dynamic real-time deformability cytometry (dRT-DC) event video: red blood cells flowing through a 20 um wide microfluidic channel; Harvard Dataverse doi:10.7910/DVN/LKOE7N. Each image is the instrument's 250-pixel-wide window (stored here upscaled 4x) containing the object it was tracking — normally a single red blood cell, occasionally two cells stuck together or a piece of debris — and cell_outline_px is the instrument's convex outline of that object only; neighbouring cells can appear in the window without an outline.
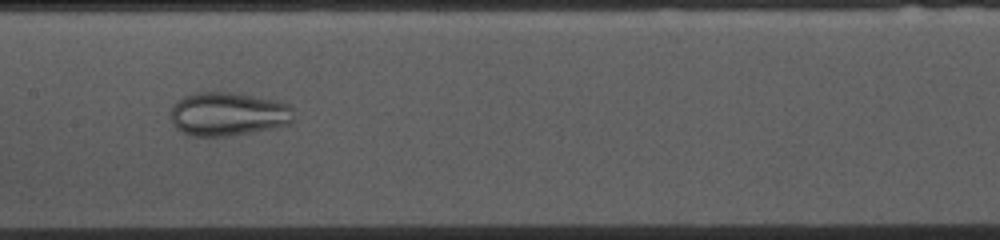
{"species": "common noctule bat (a hibernating species)", "species_latin": "Nyctalus noctula", "temperature_condition": "cold", "stored_images_in_passage": 34, "camera_frame_rate_fps": 3000, "um_per_image_px": 0.085, "animal": {"sex": "female", "body_mass_g": 10.0, "forearm_length_mm": 53.1}, "frame": {"image": 1, "passage_image": 25, "time_ms": 8.0, "image_size_px": [1000, 240], "cell_outline_px": [[292, 124], [252, 132], [228, 136], [188, 136], [180, 132], [176, 128], [172, 120], [172, 108], [184, 96], [196, 92], [232, 92], [280, 100], [288, 104], [292, 108]], "centroid_in_image_um": [19.42, 9.69], "position_along_channel_um": 188.0, "area_um2": 31.44}}
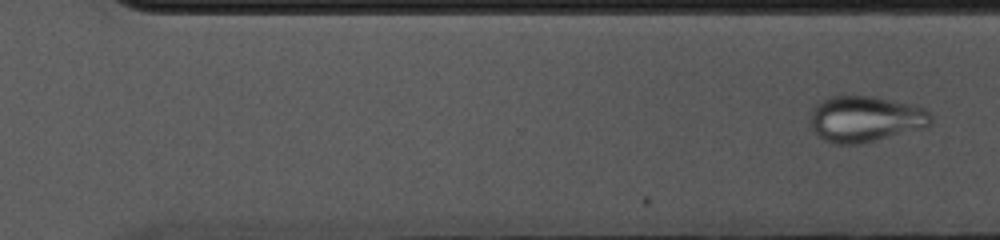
{"frame": {"image": 2, "passage_image": 34, "time_ms": 11.0, "image_size_px": [1000, 240], "cell_outline_px": [[932, 124], [928, 128], [860, 144], [836, 144], [824, 140], [812, 128], [808, 120], [812, 108], [816, 104], [828, 96], [872, 96], [912, 104], [924, 108], [932, 116]], "centroid_in_image_um": [73.57, 10.11], "position_along_channel_um": 297.0, "area_um2": 32.83}}